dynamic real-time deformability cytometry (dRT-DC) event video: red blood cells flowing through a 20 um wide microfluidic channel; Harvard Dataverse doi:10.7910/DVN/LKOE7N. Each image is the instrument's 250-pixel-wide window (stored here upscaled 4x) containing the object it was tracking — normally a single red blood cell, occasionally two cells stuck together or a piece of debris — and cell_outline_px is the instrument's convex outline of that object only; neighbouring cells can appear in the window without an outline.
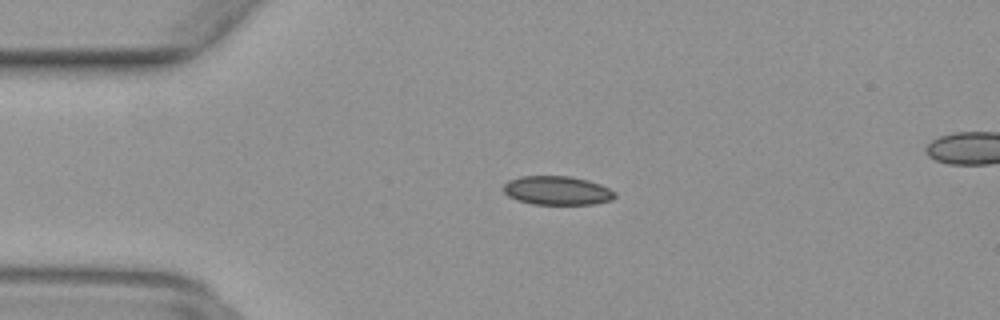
{"species": "common noctule bat (a hibernating species)", "species_latin": "Nyctalus noctula", "temperature_condition": "warm", "stored_images_in_passage": 40, "segment_of_instrument_passage": [1, 2], "camera_frame_rate_fps": 3000, "um_per_image_px": 0.085, "animal": {"sex": "female", "body_mass_g": 29.2, "forearm_length_mm": 56.3}, "frame": {"image": 1, "passage_image": 1, "time_ms": 0.0, "image_size_px": [1000, 320], "cell_outline_px": [[616, 196], [612, 200], [596, 204], [532, 204], [516, 200], [508, 196], [504, 192], [504, 184], [508, 180], [520, 176], [568, 176], [588, 180], [600, 184], [616, 192]], "centroid_in_image_um": [47.36, 16.2], "position_along_channel_um": 37.6, "area_um2": 18.84}}
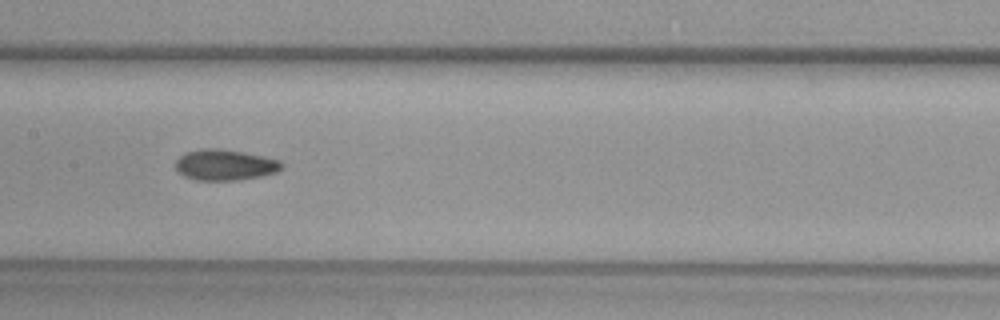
{"frame": {"image": 2, "passage_image": 14, "time_ms": 4.333, "image_size_px": [1000, 320], "cell_outline_px": [[284, 168], [276, 172], [260, 176], [236, 180], [196, 180], [184, 176], [176, 172], [176, 160], [184, 152], [204, 148], [220, 148], [244, 152], [264, 156], [280, 160], [284, 164]], "centroid_in_image_um": [19.12, 14.01], "position_along_channel_um": 188.3, "area_um2": 19.31}}
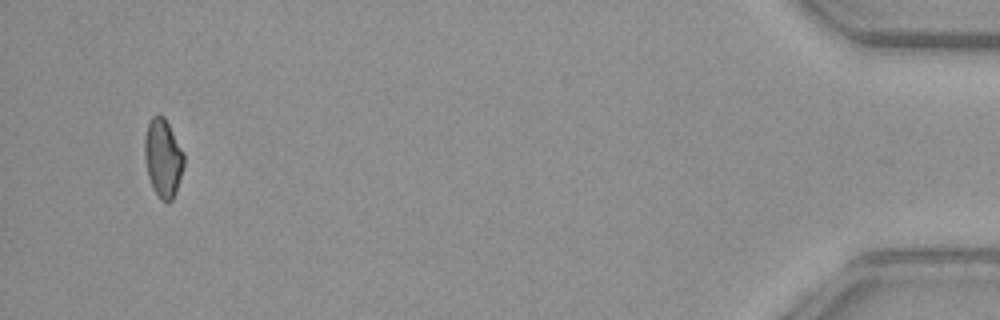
{"frame": {"image": 3, "passage_image": 37, "time_ms": 12.0, "image_size_px": [1000, 320], "cell_outline_px": [[184, 164], [176, 192], [172, 200], [168, 204], [160, 200], [152, 188], [148, 176], [144, 160], [144, 140], [148, 120], [152, 116], [164, 116], [184, 152]], "centroid_in_image_um": [13.84, 13.46], "position_along_channel_um": 421.4, "area_um2": 18.21}}